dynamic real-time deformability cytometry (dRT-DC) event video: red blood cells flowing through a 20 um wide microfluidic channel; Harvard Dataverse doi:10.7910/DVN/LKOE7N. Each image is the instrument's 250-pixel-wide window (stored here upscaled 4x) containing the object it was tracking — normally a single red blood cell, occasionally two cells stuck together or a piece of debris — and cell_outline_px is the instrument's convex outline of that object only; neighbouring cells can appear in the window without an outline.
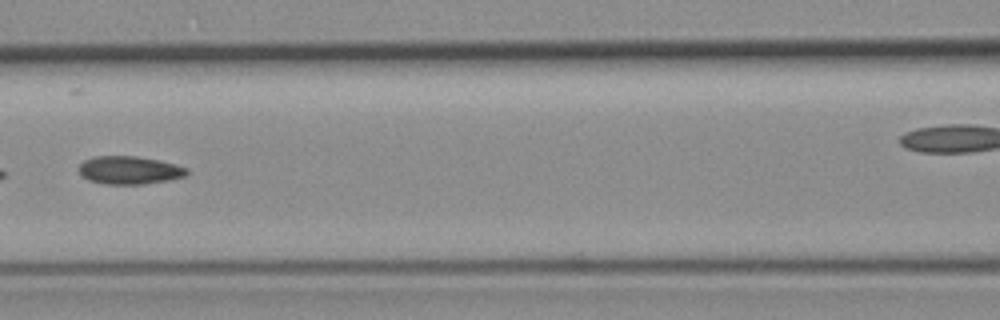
{"species": "common noctule bat (a hibernating species)", "species_latin": "Nyctalus noctula", "temperature_condition": "room temperature", "stored_images_in_passage": 8, "segment_of_instrument_passage": [1, 2], "camera_frame_rate_fps": 3000, "um_per_image_px": 0.085, "animal": {"sex": "female", "body_mass_g": 19.3, "forearm_length_mm": 54.1}, "frame": {"image": 1, "passage_image": 7, "time_ms": 7.0, "image_size_px": [1000, 320], "cell_outline_px": [[188, 172], [184, 176], [168, 180], [144, 184], [104, 184], [88, 180], [80, 172], [80, 164], [84, 160], [96, 156], [136, 156], [156, 160], [188, 168]], "centroid_in_image_um": [10.98, 14.47], "position_along_channel_um": 155.6, "area_um2": 17.34}}